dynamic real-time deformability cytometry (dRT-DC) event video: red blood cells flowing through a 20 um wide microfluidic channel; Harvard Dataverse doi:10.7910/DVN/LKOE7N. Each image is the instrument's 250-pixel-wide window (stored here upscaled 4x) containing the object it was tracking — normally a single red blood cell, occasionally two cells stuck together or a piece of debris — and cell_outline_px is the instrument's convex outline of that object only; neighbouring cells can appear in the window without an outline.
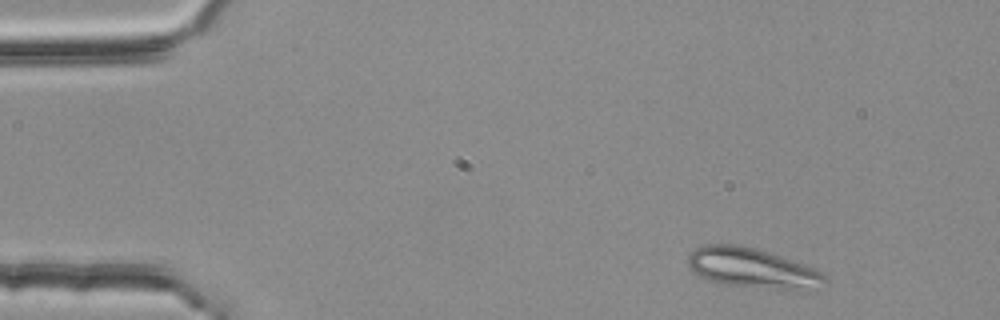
{"species": "common noctule bat (a hibernating species)", "species_latin": "Nyctalus noctula", "temperature_condition": "room temperature", "stored_images_in_passage": 4, "camera_frame_rate_fps": 3000, "um_per_image_px": 0.085, "animal": {"sex": "female", "body_mass_g": 25.1}, "frame": {"image": 1, "passage_image": 1, "time_ms": 0.0, "image_size_px": [1000, 320], "cell_outline_px": [[828, 284], [788, 288], [776, 288], [720, 284], [708, 280], [692, 272], [688, 264], [688, 256], [696, 248], [708, 244], [736, 244], [756, 248], [768, 252], [812, 268], [820, 272], [828, 280]], "centroid_in_image_um": [63.81, 22.76], "position_along_channel_um": 21.2, "area_um2": 30.75}}
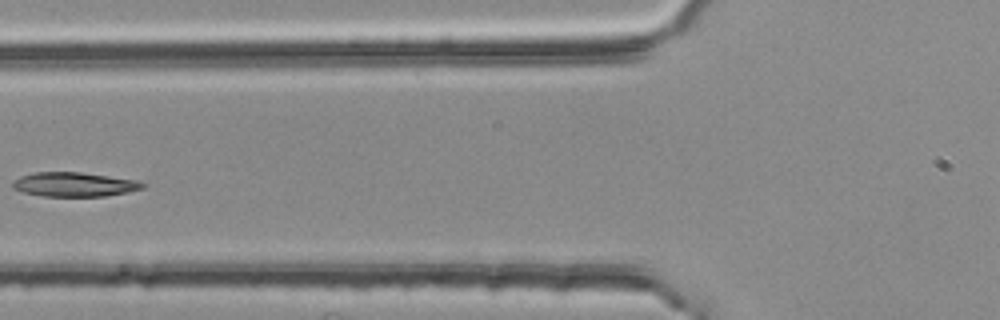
{"frame": {"image": 2, "passage_image": 4, "time_ms": 1.0, "image_size_px": [1000, 320], "cell_outline_px": [[148, 184], [144, 188], [128, 192], [104, 196], [44, 196], [24, 192], [12, 188], [12, 180], [20, 176], [32, 172], [80, 172], [136, 180]], "centroid_in_image_um": [6.3, 15.67], "position_along_channel_um": 119.5, "area_um2": 18.44}}